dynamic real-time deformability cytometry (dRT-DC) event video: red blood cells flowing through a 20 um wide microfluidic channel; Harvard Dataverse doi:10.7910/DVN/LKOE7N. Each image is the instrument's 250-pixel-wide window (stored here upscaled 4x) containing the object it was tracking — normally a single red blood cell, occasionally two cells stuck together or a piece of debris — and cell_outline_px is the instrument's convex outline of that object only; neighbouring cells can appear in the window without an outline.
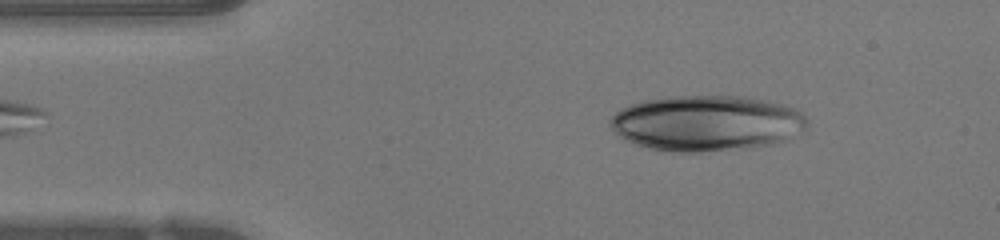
{"species": "human", "species_latin": "Homo sapiens", "temperature_condition": "warm", "stored_images_in_passage": 23, "camera_frame_rate_fps": 3000, "um_per_image_px": 0.085, "donor": {"sex": "female"}, "frame": {"image": 1, "passage_image": 5, "time_ms": 1.333, "image_size_px": [1000, 240], "cell_outline_px": [[808, 124], [804, 128], [780, 140], [752, 148], [700, 152], [672, 152], [652, 148], [636, 144], [620, 136], [608, 124], [608, 120], [620, 108], [628, 104], [640, 100], [660, 96], [748, 96], [780, 104], [792, 108], [800, 112], [808, 120]], "centroid_in_image_um": [59.97, 10.45], "position_along_channel_um": 25.0, "area_um2": 63.7}}
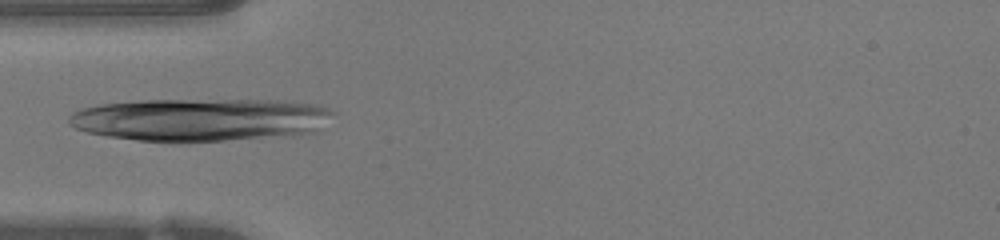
{"frame": {"image": 2, "passage_image": 12, "time_ms": 3.667, "image_size_px": [1000, 240], "cell_outline_px": [[332, 112], [312, 128], [292, 136], [176, 144], [172, 144], [136, 140], [108, 136], [88, 132], [76, 128], [68, 124], [68, 120], [76, 112], [84, 108], [100, 104], [144, 100], [280, 100], [312, 104], [324, 108]], "centroid_in_image_um": [16.87, 10.19], "position_along_channel_um": 68.1, "area_um2": 65.55}}